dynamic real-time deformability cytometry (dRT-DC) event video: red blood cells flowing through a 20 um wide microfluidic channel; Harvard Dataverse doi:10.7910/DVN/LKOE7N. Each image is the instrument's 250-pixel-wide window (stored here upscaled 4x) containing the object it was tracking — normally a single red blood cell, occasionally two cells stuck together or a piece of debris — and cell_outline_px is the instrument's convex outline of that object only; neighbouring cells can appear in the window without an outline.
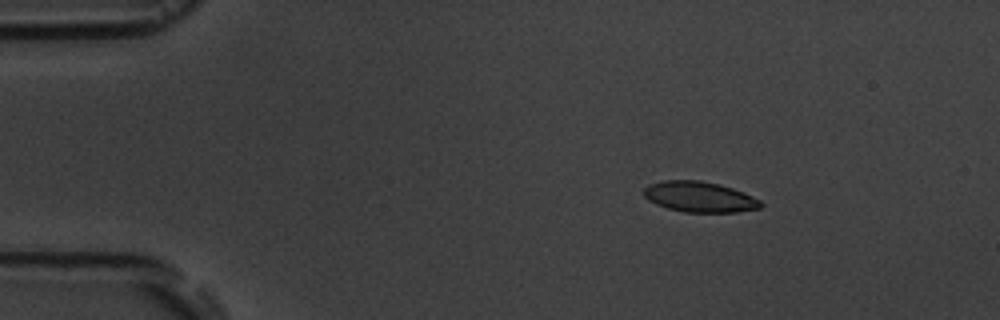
{"species": "common noctule bat (a hibernating species)", "species_latin": "Nyctalus noctula", "temperature_condition": "room temperature", "stored_images_in_passage": 6, "camera_frame_rate_fps": 3000, "um_per_image_px": 0.085, "animal": {"sex": "male", "body_mass_g": 19.5, "forearm_length_mm": 54.6}, "frame": {"image": 1, "passage_image": 3, "time_ms": 2.333, "image_size_px": [1000, 320], "cell_outline_px": [[764, 204], [760, 208], [736, 212], [684, 212], [668, 208], [656, 204], [648, 200], [644, 196], [644, 188], [648, 184], [664, 180], [700, 180], [720, 184], [744, 192], [760, 200]], "centroid_in_image_um": [59.46, 16.73], "position_along_channel_um": 25.5, "area_um2": 20.92}}
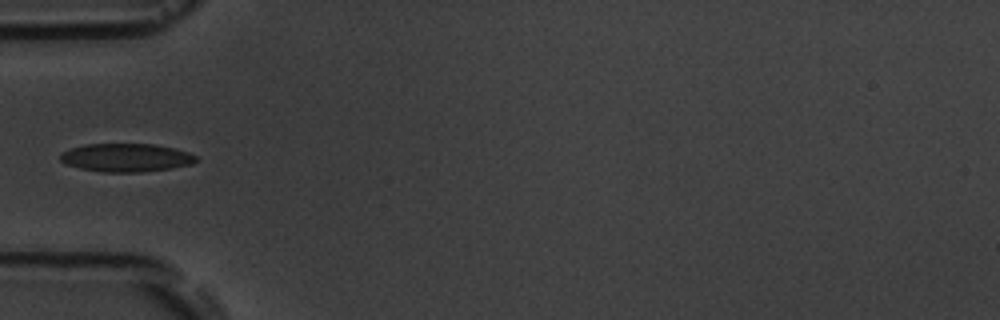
{"frame": {"image": 2, "passage_image": 6, "time_ms": 5.667, "image_size_px": [1000, 320], "cell_outline_px": [[196, 160], [192, 164], [172, 168], [140, 172], [100, 172], [80, 168], [64, 164], [60, 160], [60, 152], [68, 148], [84, 144], [152, 144], [172, 148], [188, 152], [196, 156]], "centroid_in_image_um": [10.65, 13.4], "position_along_channel_um": 74.4, "area_um2": 22.48}}